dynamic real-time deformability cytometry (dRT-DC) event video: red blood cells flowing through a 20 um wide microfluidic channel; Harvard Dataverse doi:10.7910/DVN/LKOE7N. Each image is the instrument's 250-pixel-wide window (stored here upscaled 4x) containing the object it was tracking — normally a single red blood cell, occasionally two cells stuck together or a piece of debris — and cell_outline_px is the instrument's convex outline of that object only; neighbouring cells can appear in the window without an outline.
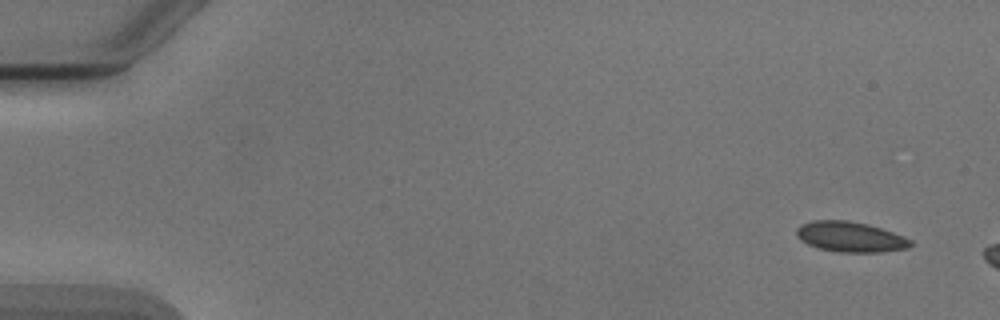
{"species": "Egyptian fruit bat (a non-hibernating species)", "species_latin": "Rousettus aegyptiacus", "temperature_condition": "cold", "stored_images_in_passage": 6, "camera_frame_rate_fps": 3000, "um_per_image_px": 0.085, "animal": {"sex": "male"}, "frame": {"image": 1, "passage_image": 1, "time_ms": 0.0, "image_size_px": [1000, 320], "cell_outline_px": [[912, 244], [908, 248], [880, 252], [840, 252], [820, 248], [808, 244], [800, 240], [796, 236], [796, 228], [800, 224], [812, 220], [848, 220], [868, 224], [904, 236], [912, 240]], "centroid_in_image_um": [72.25, 20.12], "position_along_channel_um": 12.7, "area_um2": 20.17}}
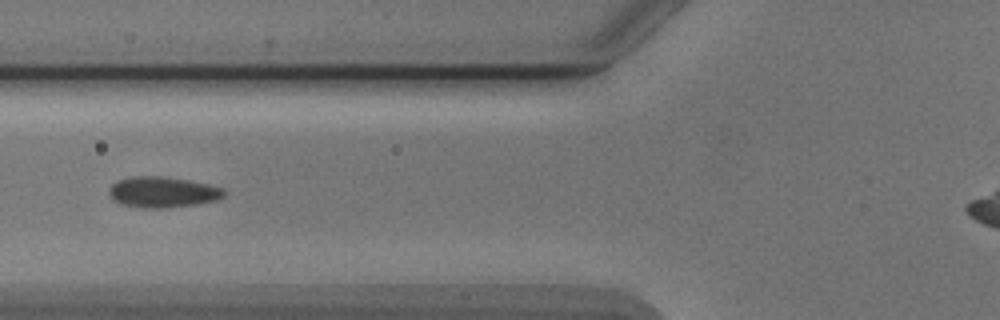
{"frame": {"image": 2, "passage_image": 6, "time_ms": 6.0, "image_size_px": [1000, 320], "cell_outline_px": [[224, 196], [216, 200], [196, 204], [160, 208], [140, 208], [120, 204], [112, 200], [108, 192], [108, 188], [112, 184], [120, 180], [132, 176], [160, 176], [188, 180], [208, 184], [224, 188]], "centroid_in_image_um": [13.78, 16.33], "position_along_channel_um": 112.0, "area_um2": 20.63}}